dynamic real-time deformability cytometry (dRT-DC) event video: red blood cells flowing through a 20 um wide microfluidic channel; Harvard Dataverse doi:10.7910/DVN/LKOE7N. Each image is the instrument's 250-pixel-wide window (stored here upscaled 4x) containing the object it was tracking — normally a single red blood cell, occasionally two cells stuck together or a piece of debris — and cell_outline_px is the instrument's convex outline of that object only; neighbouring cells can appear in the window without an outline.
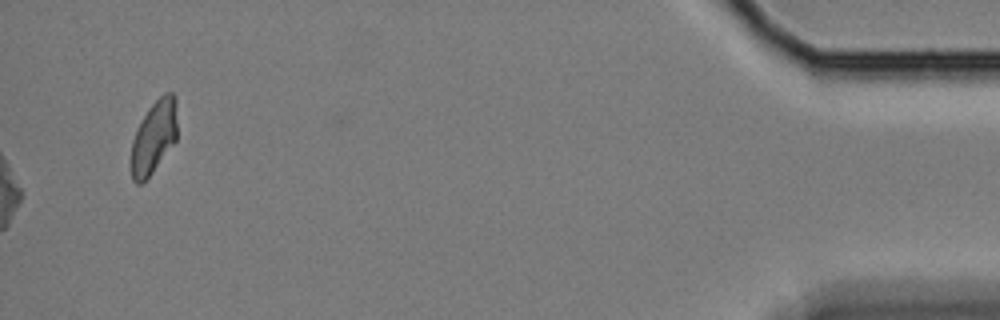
{"species": "Egyptian fruit bat (a non-hibernating species)", "species_latin": "Rousettus aegyptiacus", "temperature_condition": "cold", "stored_images_in_passage": 60, "camera_frame_rate_fps": 3000, "um_per_image_px": 0.085, "animal": {"sex": "female"}, "frame": {"image": 1, "passage_image": 60, "time_ms": 19.667, "image_size_px": [1000, 320], "cell_outline_px": [[176, 140], [152, 172], [140, 184], [136, 184], [132, 180], [132, 140], [136, 128], [148, 108], [164, 92], [172, 92], [176, 96]], "centroid_in_image_um": [13.08, 11.6], "position_along_channel_um": 422.1, "area_um2": 19.36}, "authors_computed_cell_mechanics": {"area_um2": 19.9988, "velocity_mm_per_s": 3.3258, "shape_relaxation_time_tau1_ms": 10.1826, "shape_relaxation_time_tau2_ms": 6.2961, "deformation_change_tau1": 0.1326, "deformation_change_tau2": 0.1079}}